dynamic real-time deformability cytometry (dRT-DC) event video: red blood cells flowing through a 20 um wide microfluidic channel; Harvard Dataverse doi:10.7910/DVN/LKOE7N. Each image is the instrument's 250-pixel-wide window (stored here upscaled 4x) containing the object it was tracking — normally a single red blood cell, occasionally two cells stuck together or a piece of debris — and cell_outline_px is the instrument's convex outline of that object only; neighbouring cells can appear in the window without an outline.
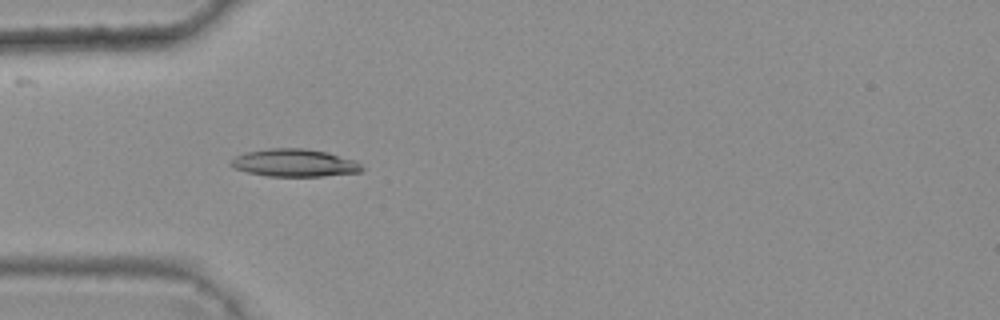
{"species": "common noctule bat (a hibernating species)", "species_latin": "Nyctalus noctula", "temperature_condition": "warm", "stored_images_in_passage": 4, "camera_frame_rate_fps": 3000, "um_per_image_px": 0.085, "animal": {"sex": "female", "body_mass_g": 25.1}, "frame": {"image": 1, "passage_image": 4, "time_ms": 1.0, "image_size_px": [1000, 320], "cell_outline_px": [[364, 168], [360, 172], [324, 176], [268, 176], [248, 172], [236, 168], [228, 164], [228, 160], [244, 152], [268, 148], [304, 148], [328, 152], [356, 160]], "centroid_in_image_um": [25.02, 13.83], "position_along_channel_um": 60.0, "area_um2": 21.27}}